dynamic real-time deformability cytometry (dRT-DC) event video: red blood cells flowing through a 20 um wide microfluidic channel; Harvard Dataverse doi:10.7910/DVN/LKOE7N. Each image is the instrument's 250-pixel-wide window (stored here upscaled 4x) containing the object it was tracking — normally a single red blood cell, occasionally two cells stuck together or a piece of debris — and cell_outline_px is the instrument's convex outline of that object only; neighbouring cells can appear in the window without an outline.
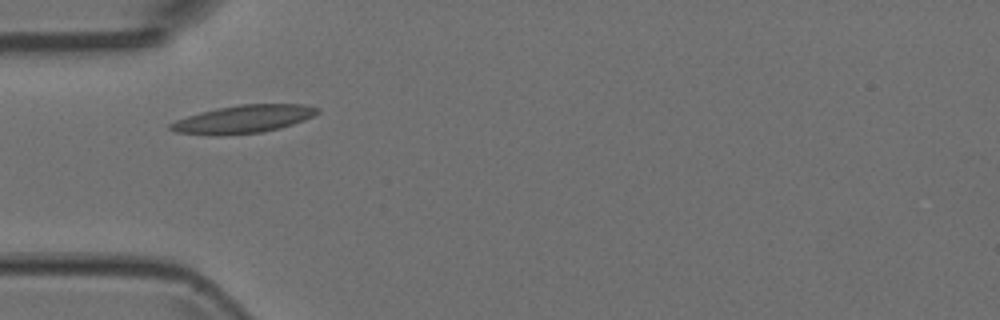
{"species": "Egyptian fruit bat (a non-hibernating species)", "species_latin": "Rousettus aegyptiacus", "temperature_condition": "room temperature", "stored_images_in_passage": 3, "camera_frame_rate_fps": 3000, "um_per_image_px": 0.085, "animal": {"sex": "female"}, "frame": {"image": 1, "passage_image": 1, "time_ms": 0.0, "image_size_px": [1000, 320], "cell_outline_px": [[320, 112], [304, 120], [280, 128], [260, 132], [220, 136], [212, 136], [176, 132], [168, 128], [168, 124], [176, 120], [200, 112], [216, 108], [240, 104], [304, 104], [320, 108]], "centroid_in_image_um": [20.66, 10.13], "position_along_channel_um": 64.3, "area_um2": 24.04}}
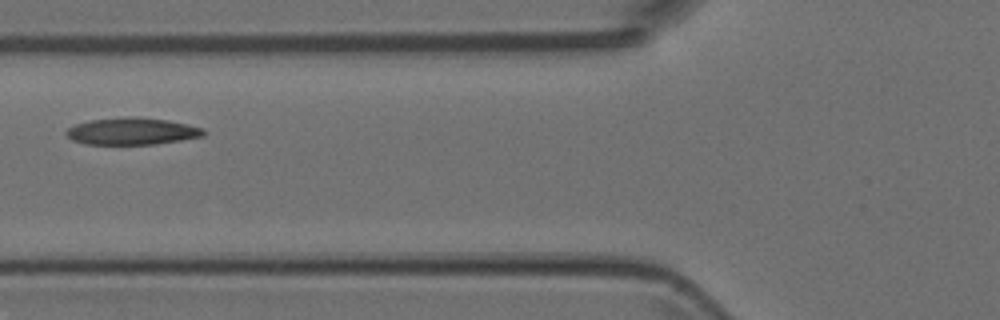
{"frame": {"image": 2, "passage_image": 2, "time_ms": 0.333, "image_size_px": [1000, 320], "cell_outline_px": [[208, 132], [204, 136], [156, 144], [84, 144], [72, 140], [64, 132], [68, 128], [76, 124], [88, 120], [124, 116], [128, 116], [168, 120], [188, 124], [204, 128]], "centroid_in_image_um": [11.23, 11.15], "position_along_channel_um": 114.6, "area_um2": 21.79}}
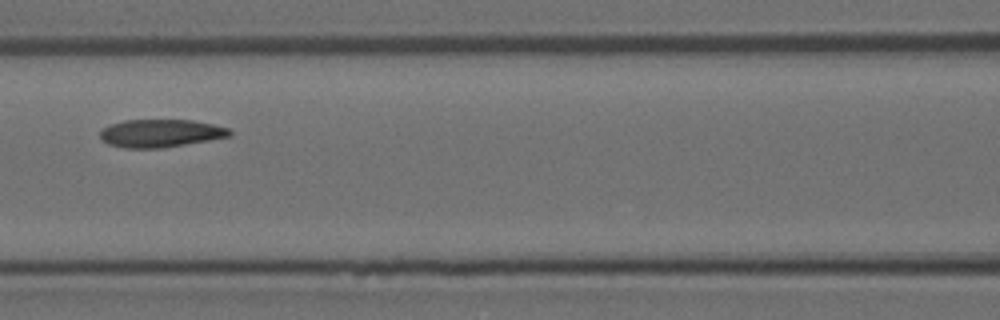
{"frame": {"image": 3, "passage_image": 3, "time_ms": 0.667, "image_size_px": [1000, 320], "cell_outline_px": [[232, 136], [160, 148], [124, 148], [108, 144], [100, 136], [100, 132], [108, 124], [124, 120], [192, 120], [212, 124], [228, 128], [232, 132]], "centroid_in_image_um": [13.64, 11.32], "position_along_channel_um": 153.0, "area_um2": 20.92}}